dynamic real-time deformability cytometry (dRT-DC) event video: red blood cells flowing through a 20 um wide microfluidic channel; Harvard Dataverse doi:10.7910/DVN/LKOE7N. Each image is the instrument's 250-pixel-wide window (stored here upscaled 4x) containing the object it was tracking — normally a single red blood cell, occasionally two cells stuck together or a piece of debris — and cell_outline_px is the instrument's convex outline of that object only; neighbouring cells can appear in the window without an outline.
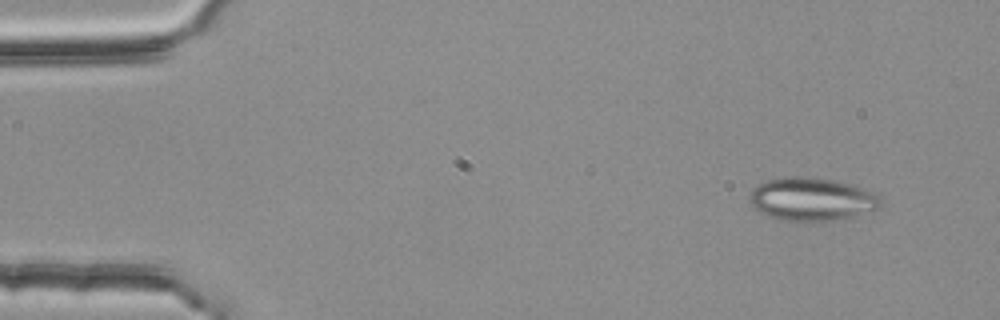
{"species": "common noctule bat (a hibernating species)", "species_latin": "Nyctalus noctula", "temperature_condition": "room temperature", "stored_images_in_passage": 53, "camera_frame_rate_fps": 3000, "um_per_image_px": 0.085, "animal": {"sex": "female", "body_mass_g": 25.1}, "frame": {"image": 1, "passage_image": 4, "time_ms": 1.0, "image_size_px": [1000, 320], "cell_outline_px": [[884, 204], [876, 208], [836, 220], [780, 220], [760, 212], [748, 200], [748, 192], [752, 188], [768, 180], [788, 176], [804, 176], [832, 180], [848, 184], [872, 192], [880, 196]], "centroid_in_image_um": [68.94, 16.91], "position_along_channel_um": 16.1, "area_um2": 32.37}}
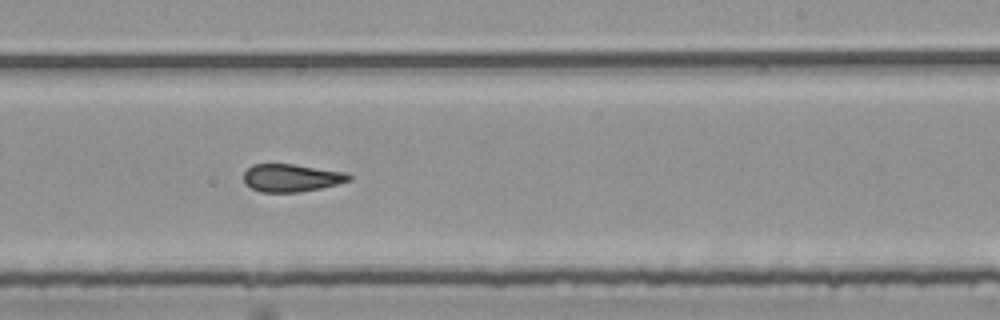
{"frame": {"image": 2, "passage_image": 32, "time_ms": 10.333, "image_size_px": [1000, 320], "cell_outline_px": [[352, 180], [320, 188], [296, 192], [260, 192], [244, 184], [244, 172], [252, 164], [292, 164], [348, 172], [352, 176]], "centroid_in_image_um": [24.77, 15.11], "position_along_channel_um": 264.2, "area_um2": 17.05}}
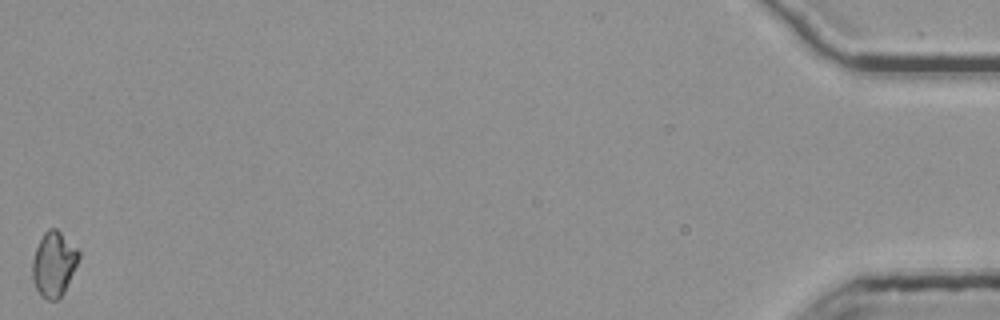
{"frame": {"image": 3, "passage_image": 53, "time_ms": 17.333, "image_size_px": [1000, 320], "cell_outline_px": [[80, 256], [64, 292], [56, 300], [48, 300], [40, 296], [32, 280], [32, 260], [36, 248], [44, 232], [48, 228], [56, 228], [80, 252]], "centroid_in_image_um": [4.55, 22.45], "position_along_channel_um": 430.7, "area_um2": 17.34}, "authors_computed_cell_mechanics": {"area_um2": 17.5712, "velocity_mm_per_s": 3.8074, "shape_relaxation_time_tau1_ms": null, "shape_relaxation_time_tau2_ms": 1.1124, "deformation_change_tau1": null, "deformation_change_tau2": 0.1014}}